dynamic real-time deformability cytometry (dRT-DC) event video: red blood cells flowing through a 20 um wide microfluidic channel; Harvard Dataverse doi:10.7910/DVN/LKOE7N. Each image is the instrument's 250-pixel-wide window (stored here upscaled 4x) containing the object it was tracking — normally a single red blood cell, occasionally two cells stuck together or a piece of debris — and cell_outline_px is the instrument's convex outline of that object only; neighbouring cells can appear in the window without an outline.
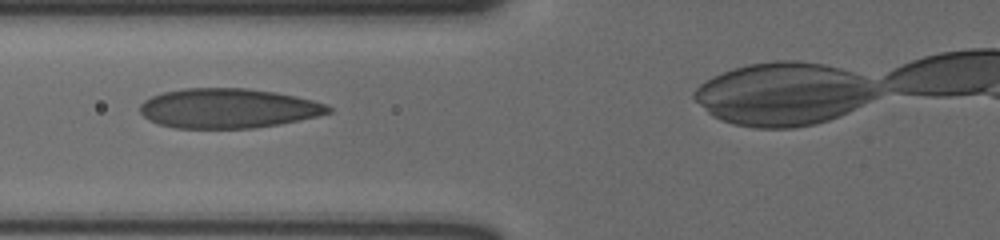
{"species": "human", "species_latin": "Homo sapiens", "temperature_condition": "cold", "stored_images_in_passage": 32, "camera_frame_rate_fps": 3000, "um_per_image_px": 0.085, "donor": {"sex": "male"}, "frame": {"image": 1, "passage_image": 5, "time_ms": 1.333, "image_size_px": [1000, 240], "cell_outline_px": [[332, 112], [316, 116], [280, 124], [252, 128], [176, 128], [160, 124], [144, 116], [140, 112], [140, 104], [144, 100], [152, 96], [164, 92], [184, 88], [248, 88], [276, 92], [296, 96], [328, 104], [332, 108]], "centroid_in_image_um": [19.41, 9.2], "position_along_channel_um": 106.4, "area_um2": 43.47}}
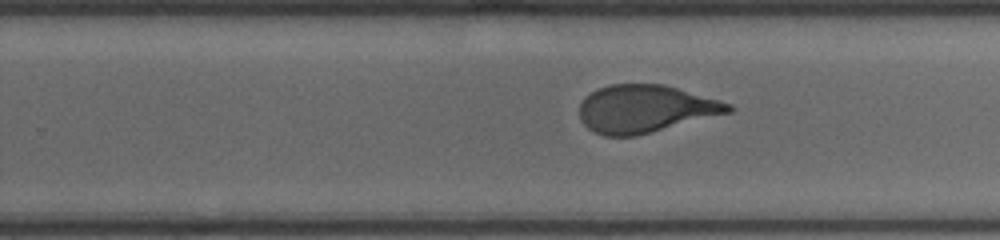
{"frame": {"image": 2, "passage_image": 19, "time_ms": 6.0, "image_size_px": [1000, 240], "cell_outline_px": [[736, 108], [732, 112], [636, 136], [604, 136], [588, 128], [580, 120], [580, 104], [584, 96], [600, 88], [612, 84], [664, 84], [732, 104]], "centroid_in_image_um": [54.86, 9.25], "position_along_channel_um": 274.9, "area_um2": 41.27}}
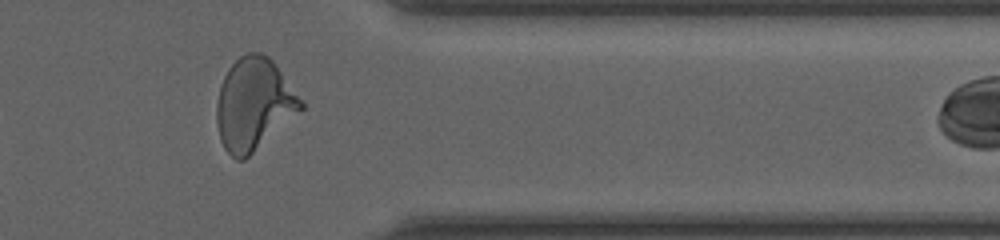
{"frame": {"image": 3, "passage_image": 29, "time_ms": 9.333, "image_size_px": [1000, 240], "cell_outline_px": [[304, 108], [244, 160], [236, 160], [224, 148], [220, 140], [216, 120], [216, 104], [220, 84], [228, 68], [240, 56], [248, 52], [260, 52], [268, 56], [272, 60], [304, 104]], "centroid_in_image_um": [21.54, 8.85], "position_along_channel_um": 389.9, "area_um2": 44.74}}